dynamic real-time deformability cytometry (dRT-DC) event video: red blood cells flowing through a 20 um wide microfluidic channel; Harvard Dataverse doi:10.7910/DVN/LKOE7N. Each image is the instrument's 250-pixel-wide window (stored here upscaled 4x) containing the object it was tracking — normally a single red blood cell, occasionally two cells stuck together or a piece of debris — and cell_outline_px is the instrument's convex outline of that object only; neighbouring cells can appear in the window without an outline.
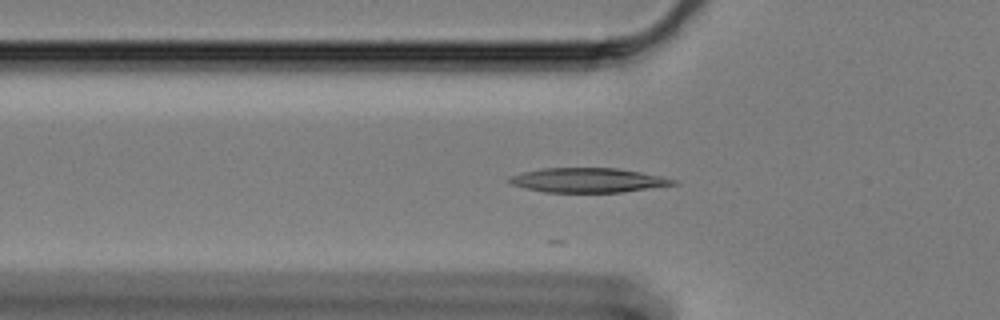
{"species": "Egyptian fruit bat (a non-hibernating species)", "species_latin": "Rousettus aegyptiacus", "temperature_condition": "cold", "stored_images_in_passage": 31, "camera_frame_rate_fps": 3000, "um_per_image_px": 0.085, "animal": {"sex": "female"}, "frame": {"image": 1, "passage_image": 17, "time_ms": 5.333, "image_size_px": [1000, 320], "cell_outline_px": [[680, 184], [620, 192], [544, 192], [512, 184], [508, 180], [512, 176], [524, 172], [540, 168], [620, 168], [664, 176], [676, 180]], "centroid_in_image_um": [50.07, 15.31], "position_along_channel_um": 75.7, "area_um2": 23.29}}
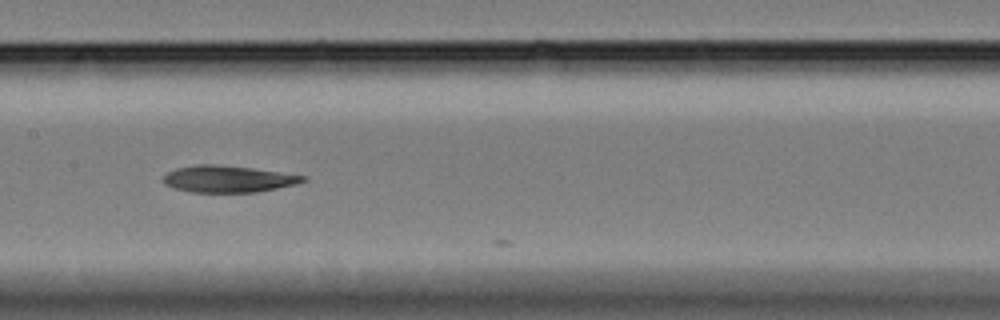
{"frame": {"image": 2, "passage_image": 27, "time_ms": 8.667, "image_size_px": [1000, 320], "cell_outline_px": [[308, 180], [276, 188], [256, 192], [192, 192], [176, 188], [168, 184], [164, 180], [164, 176], [168, 172], [176, 168], [196, 164], [216, 164], [252, 168], [308, 176]], "centroid_in_image_um": [19.41, 15.2], "position_along_channel_um": 188.0, "area_um2": 21.44}}
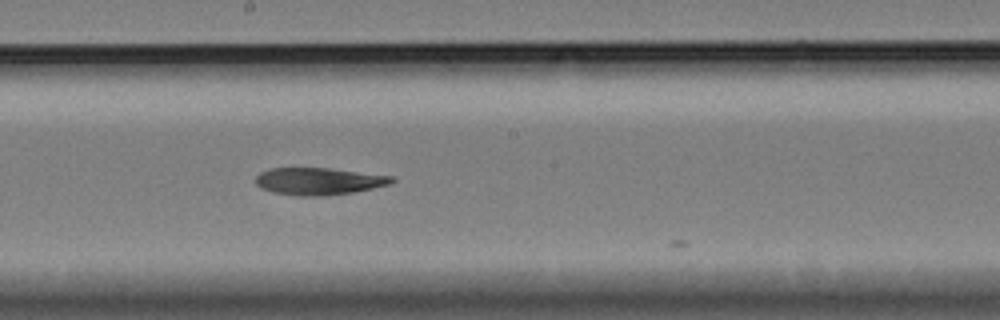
{"frame": {"image": 3, "passage_image": 30, "time_ms": 9.667, "image_size_px": [1000, 320], "cell_outline_px": [[396, 180], [388, 184], [372, 188], [352, 192], [328, 196], [296, 196], [272, 192], [260, 188], [256, 184], [256, 176], [260, 172], [272, 168], [328, 168], [392, 176]], "centroid_in_image_um": [27.05, 15.41], "position_along_channel_um": 221.2, "area_um2": 21.5}}